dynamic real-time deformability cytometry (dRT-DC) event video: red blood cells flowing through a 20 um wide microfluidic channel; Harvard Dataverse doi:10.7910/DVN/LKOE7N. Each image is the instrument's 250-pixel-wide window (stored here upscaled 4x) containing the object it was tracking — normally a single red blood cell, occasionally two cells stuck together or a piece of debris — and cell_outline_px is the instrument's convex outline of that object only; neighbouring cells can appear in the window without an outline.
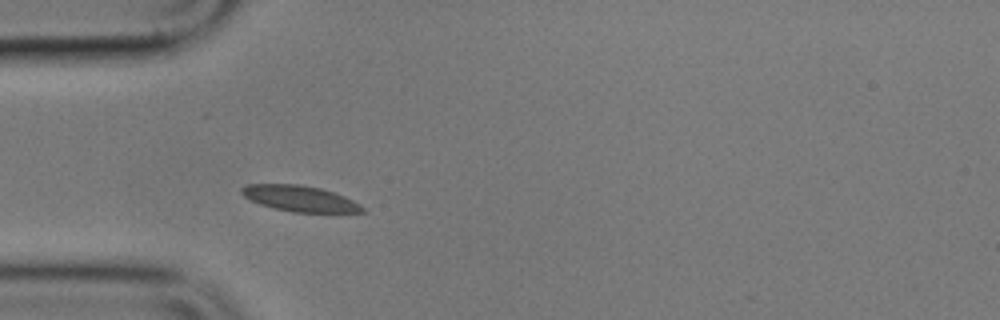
{"species": "common noctule bat (a hibernating species)", "species_latin": "Nyctalus noctula", "temperature_condition": "cold", "stored_images_in_passage": 5, "camera_frame_rate_fps": 3000, "um_per_image_px": 0.085, "animal": {"sex": "male", "body_mass_g": 17.9}, "frame": {"image": 1, "passage_image": 4, "time_ms": 3.333, "image_size_px": [1000, 320], "cell_outline_px": [[364, 212], [292, 212], [260, 204], [244, 196], [240, 192], [240, 188], [248, 184], [300, 184], [320, 188], [344, 196], [360, 204], [364, 208]], "centroid_in_image_um": [25.47, 16.86], "position_along_channel_um": 59.5, "area_um2": 17.98}}
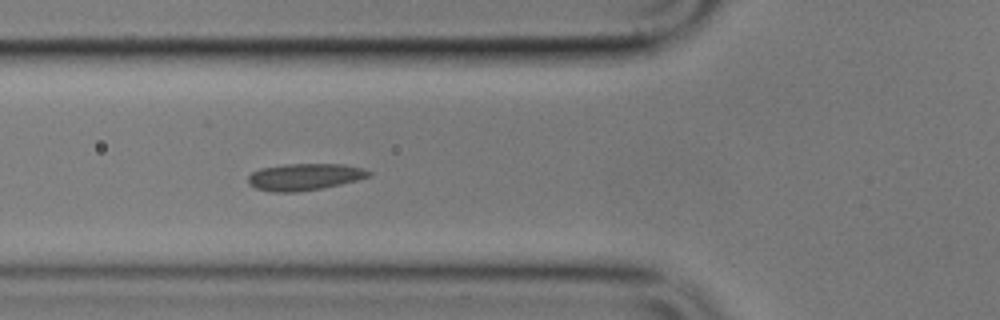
{"frame": {"image": 2, "passage_image": 5, "time_ms": 4.667, "image_size_px": [1000, 320], "cell_outline_px": [[372, 176], [340, 184], [320, 188], [296, 192], [272, 192], [256, 188], [248, 184], [248, 176], [252, 172], [260, 168], [284, 164], [344, 164], [364, 168], [372, 172]], "centroid_in_image_um": [25.89, 15.02], "position_along_channel_um": 99.9, "area_um2": 18.9}}